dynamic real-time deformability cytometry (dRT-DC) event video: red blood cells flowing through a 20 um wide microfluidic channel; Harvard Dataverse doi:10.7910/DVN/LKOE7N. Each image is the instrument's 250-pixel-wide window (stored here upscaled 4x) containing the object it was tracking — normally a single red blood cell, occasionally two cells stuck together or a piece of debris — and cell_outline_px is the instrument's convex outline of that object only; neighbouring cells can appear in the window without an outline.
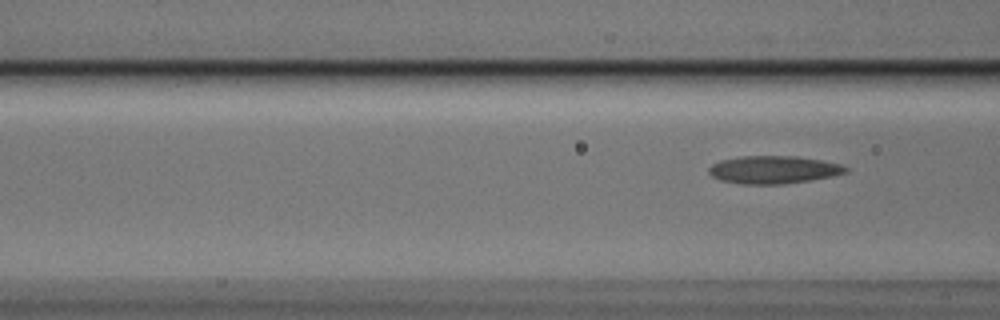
{"species": "Egyptian fruit bat (a non-hibernating species)", "species_latin": "Rousettus aegyptiacus", "temperature_condition": "cold", "stored_images_in_passage": 6, "camera_frame_rate_fps": 3000, "um_per_image_px": 0.085, "animal": {"sex": "male"}, "frame": {"image": 1, "passage_image": 6, "time_ms": 1.667, "image_size_px": [1000, 320], "cell_outline_px": [[848, 172], [832, 176], [808, 180], [780, 184], [740, 184], [720, 180], [712, 176], [708, 172], [708, 168], [712, 164], [720, 160], [740, 156], [796, 156], [820, 160], [840, 164], [848, 168]], "centroid_in_image_um": [65.71, 14.42], "position_along_channel_um": 100.9, "area_um2": 22.08}}